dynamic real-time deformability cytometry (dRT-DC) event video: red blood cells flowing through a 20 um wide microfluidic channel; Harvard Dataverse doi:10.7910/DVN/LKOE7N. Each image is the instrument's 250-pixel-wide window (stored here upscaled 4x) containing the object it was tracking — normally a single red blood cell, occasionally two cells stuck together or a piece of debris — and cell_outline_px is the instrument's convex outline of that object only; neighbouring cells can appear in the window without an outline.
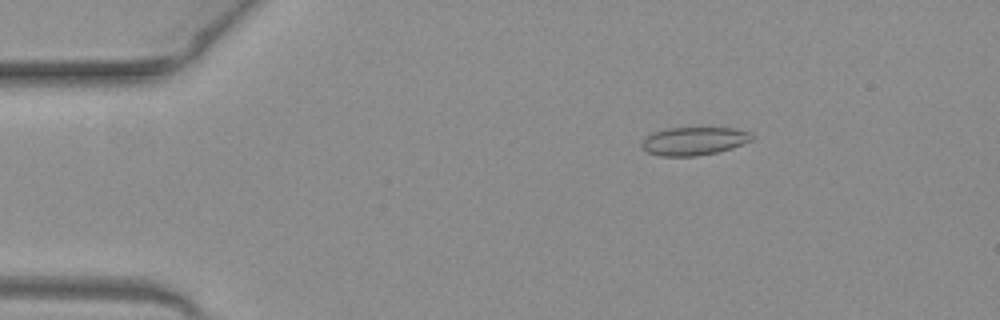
{"species": "common noctule bat (a hibernating species)", "species_latin": "Nyctalus noctula", "temperature_condition": "warm", "stored_images_in_passage": 49, "camera_frame_rate_fps": 3000, "um_per_image_px": 0.085, "animal": {"sex": "female", "body_mass_g": 19.3, "forearm_length_mm": 54.1}, "frame": {"image": 1, "passage_image": 7, "time_ms": 2.0, "image_size_px": [1000, 320], "cell_outline_px": [[752, 140], [732, 148], [716, 152], [696, 156], [660, 156], [648, 152], [640, 144], [644, 136], [652, 132], [664, 128], [736, 128], [752, 132]], "centroid_in_image_um": [58.96, 11.98], "position_along_channel_um": 26.0, "area_um2": 18.21}}
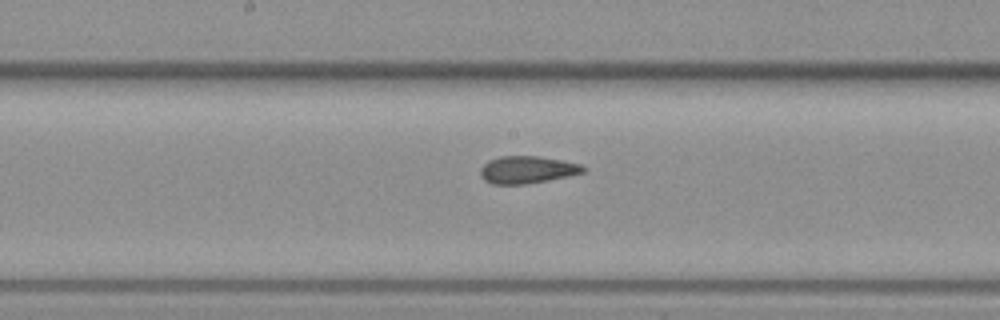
{"frame": {"image": 2, "passage_image": 25, "time_ms": 8.0, "image_size_px": [1000, 320], "cell_outline_px": [[588, 168], [584, 172], [568, 176], [548, 180], [524, 184], [492, 184], [484, 180], [480, 176], [480, 168], [488, 160], [500, 156], [536, 156], [560, 160], [580, 164]], "centroid_in_image_um": [44.79, 14.43], "position_along_channel_um": 203.4, "area_um2": 16.36}}
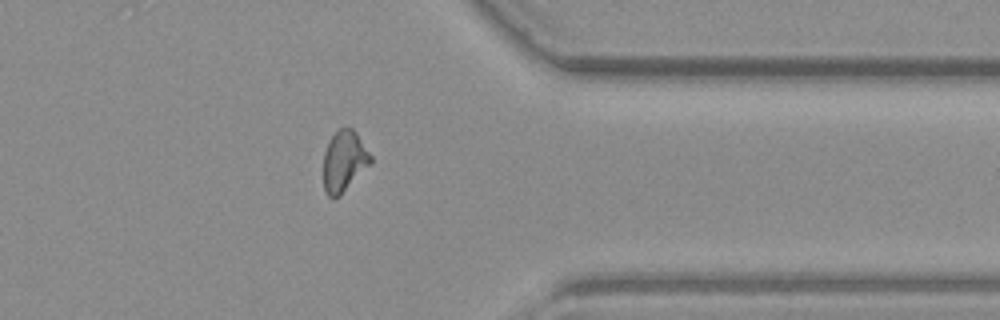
{"frame": {"image": 3, "passage_image": 39, "time_ms": 12.667, "image_size_px": [1000, 320], "cell_outline_px": [[372, 160], [340, 196], [332, 200], [324, 192], [324, 152], [332, 136], [340, 128], [352, 128], [356, 132], [372, 156]], "centroid_in_image_um": [29.23, 13.72], "position_along_channel_um": 382.2, "area_um2": 16.47}, "authors_computed_cell_mechanics": {"area_um2": 16.8776, "velocity_mm_per_s": 4.076, "shape_relaxation_time_tau1_ms": null, "shape_relaxation_time_tau2_ms": 1.5319, "deformation_change_tau1": null, "deformation_change_tau2": 0.0791}}